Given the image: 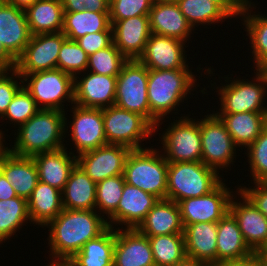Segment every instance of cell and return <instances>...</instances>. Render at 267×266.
Returning <instances> with one entry per match:
<instances>
[{"mask_svg": "<svg viewBox=\"0 0 267 266\" xmlns=\"http://www.w3.org/2000/svg\"><path fill=\"white\" fill-rule=\"evenodd\" d=\"M106 218L96 210L63 209L45 228L52 261H69L89 240L107 228Z\"/></svg>", "mask_w": 267, "mask_h": 266, "instance_id": "1", "label": "cell"}, {"mask_svg": "<svg viewBox=\"0 0 267 266\" xmlns=\"http://www.w3.org/2000/svg\"><path fill=\"white\" fill-rule=\"evenodd\" d=\"M196 82L192 68L148 69L147 96L150 105V123L154 126V132H158L156 129L165 122L162 120H165L166 116L169 118L170 113L177 115L178 107L185 100L190 99L191 91L199 87Z\"/></svg>", "mask_w": 267, "mask_h": 266, "instance_id": "2", "label": "cell"}, {"mask_svg": "<svg viewBox=\"0 0 267 266\" xmlns=\"http://www.w3.org/2000/svg\"><path fill=\"white\" fill-rule=\"evenodd\" d=\"M67 112L40 109L26 123L17 127L14 145L7 149L18 156L32 157L35 154L66 147L65 118Z\"/></svg>", "mask_w": 267, "mask_h": 266, "instance_id": "3", "label": "cell"}, {"mask_svg": "<svg viewBox=\"0 0 267 266\" xmlns=\"http://www.w3.org/2000/svg\"><path fill=\"white\" fill-rule=\"evenodd\" d=\"M256 71V72H255ZM254 77L252 80L236 79L226 75L225 83L217 87L214 81L211 88L215 90L219 96L220 108L214 113H243V112H267V78L261 69H254ZM232 79V80H230ZM228 83V84H227ZM214 86V87H212ZM266 102V103H264Z\"/></svg>", "mask_w": 267, "mask_h": 266, "instance_id": "4", "label": "cell"}, {"mask_svg": "<svg viewBox=\"0 0 267 266\" xmlns=\"http://www.w3.org/2000/svg\"><path fill=\"white\" fill-rule=\"evenodd\" d=\"M158 150L154 147L131 150L125 162L123 176L128 185L164 200L167 199L168 162Z\"/></svg>", "mask_w": 267, "mask_h": 266, "instance_id": "5", "label": "cell"}, {"mask_svg": "<svg viewBox=\"0 0 267 266\" xmlns=\"http://www.w3.org/2000/svg\"><path fill=\"white\" fill-rule=\"evenodd\" d=\"M219 174L202 161L168 163L167 199L178 203L208 194L224 179Z\"/></svg>", "mask_w": 267, "mask_h": 266, "instance_id": "6", "label": "cell"}, {"mask_svg": "<svg viewBox=\"0 0 267 266\" xmlns=\"http://www.w3.org/2000/svg\"><path fill=\"white\" fill-rule=\"evenodd\" d=\"M19 75L39 109L66 112L64 103L74 104V77L70 74L56 68Z\"/></svg>", "mask_w": 267, "mask_h": 266, "instance_id": "7", "label": "cell"}, {"mask_svg": "<svg viewBox=\"0 0 267 266\" xmlns=\"http://www.w3.org/2000/svg\"><path fill=\"white\" fill-rule=\"evenodd\" d=\"M181 115L184 116L169 122L162 134L158 133L162 154L168 163L199 162L202 157L200 119Z\"/></svg>", "mask_w": 267, "mask_h": 266, "instance_id": "8", "label": "cell"}, {"mask_svg": "<svg viewBox=\"0 0 267 266\" xmlns=\"http://www.w3.org/2000/svg\"><path fill=\"white\" fill-rule=\"evenodd\" d=\"M102 115L108 144L123 145L131 150L142 149L145 148L142 142L156 134L154 126L136 112L113 105L102 108Z\"/></svg>", "mask_w": 267, "mask_h": 266, "instance_id": "9", "label": "cell"}, {"mask_svg": "<svg viewBox=\"0 0 267 266\" xmlns=\"http://www.w3.org/2000/svg\"><path fill=\"white\" fill-rule=\"evenodd\" d=\"M200 116L201 161L218 173L234 165L238 147L220 118L213 112ZM231 165V166H230Z\"/></svg>", "mask_w": 267, "mask_h": 266, "instance_id": "10", "label": "cell"}, {"mask_svg": "<svg viewBox=\"0 0 267 266\" xmlns=\"http://www.w3.org/2000/svg\"><path fill=\"white\" fill-rule=\"evenodd\" d=\"M147 85L148 68L138 59L127 60L117 75L114 105L136 112L150 122Z\"/></svg>", "mask_w": 267, "mask_h": 266, "instance_id": "11", "label": "cell"}, {"mask_svg": "<svg viewBox=\"0 0 267 266\" xmlns=\"http://www.w3.org/2000/svg\"><path fill=\"white\" fill-rule=\"evenodd\" d=\"M71 112L73 113L71 115L72 121L68 122L65 118V132L71 133H65V136L68 135L69 137L70 135L77 155L108 144L104 131L102 109L85 108L73 104Z\"/></svg>", "mask_w": 267, "mask_h": 266, "instance_id": "12", "label": "cell"}, {"mask_svg": "<svg viewBox=\"0 0 267 266\" xmlns=\"http://www.w3.org/2000/svg\"><path fill=\"white\" fill-rule=\"evenodd\" d=\"M222 180L211 192L201 197L178 202L183 225L200 222H218L229 211L233 190ZM224 182V183H223Z\"/></svg>", "mask_w": 267, "mask_h": 266, "instance_id": "13", "label": "cell"}, {"mask_svg": "<svg viewBox=\"0 0 267 266\" xmlns=\"http://www.w3.org/2000/svg\"><path fill=\"white\" fill-rule=\"evenodd\" d=\"M67 37L62 32L31 35L23 53L16 59L19 74H32L57 68L62 43Z\"/></svg>", "mask_w": 267, "mask_h": 266, "instance_id": "14", "label": "cell"}, {"mask_svg": "<svg viewBox=\"0 0 267 266\" xmlns=\"http://www.w3.org/2000/svg\"><path fill=\"white\" fill-rule=\"evenodd\" d=\"M131 149L123 145L107 144L80 155L77 165L95 183L109 177L123 175L125 162Z\"/></svg>", "mask_w": 267, "mask_h": 266, "instance_id": "15", "label": "cell"}, {"mask_svg": "<svg viewBox=\"0 0 267 266\" xmlns=\"http://www.w3.org/2000/svg\"><path fill=\"white\" fill-rule=\"evenodd\" d=\"M184 47L188 46L182 40L151 34L138 60L153 70L190 69Z\"/></svg>", "mask_w": 267, "mask_h": 266, "instance_id": "16", "label": "cell"}, {"mask_svg": "<svg viewBox=\"0 0 267 266\" xmlns=\"http://www.w3.org/2000/svg\"><path fill=\"white\" fill-rule=\"evenodd\" d=\"M82 75L78 74L74 77V104L100 109L115 104L117 76L100 75L88 71Z\"/></svg>", "mask_w": 267, "mask_h": 266, "instance_id": "17", "label": "cell"}, {"mask_svg": "<svg viewBox=\"0 0 267 266\" xmlns=\"http://www.w3.org/2000/svg\"><path fill=\"white\" fill-rule=\"evenodd\" d=\"M235 193L240 199L232 196L229 211L236 218L244 241L254 253H257L267 244V218L238 190V187Z\"/></svg>", "mask_w": 267, "mask_h": 266, "instance_id": "18", "label": "cell"}, {"mask_svg": "<svg viewBox=\"0 0 267 266\" xmlns=\"http://www.w3.org/2000/svg\"><path fill=\"white\" fill-rule=\"evenodd\" d=\"M158 200L154 195L125 183L117 209L106 218L108 226L117 229L137 228Z\"/></svg>", "mask_w": 267, "mask_h": 266, "instance_id": "19", "label": "cell"}, {"mask_svg": "<svg viewBox=\"0 0 267 266\" xmlns=\"http://www.w3.org/2000/svg\"><path fill=\"white\" fill-rule=\"evenodd\" d=\"M113 30V43L127 59H139L143 54L147 40L152 34L148 15L110 20Z\"/></svg>", "mask_w": 267, "mask_h": 266, "instance_id": "20", "label": "cell"}, {"mask_svg": "<svg viewBox=\"0 0 267 266\" xmlns=\"http://www.w3.org/2000/svg\"><path fill=\"white\" fill-rule=\"evenodd\" d=\"M30 38L25 10L0 0V42L5 49L17 59Z\"/></svg>", "mask_w": 267, "mask_h": 266, "instance_id": "21", "label": "cell"}, {"mask_svg": "<svg viewBox=\"0 0 267 266\" xmlns=\"http://www.w3.org/2000/svg\"><path fill=\"white\" fill-rule=\"evenodd\" d=\"M113 266H155L148 237L136 228H116Z\"/></svg>", "mask_w": 267, "mask_h": 266, "instance_id": "22", "label": "cell"}, {"mask_svg": "<svg viewBox=\"0 0 267 266\" xmlns=\"http://www.w3.org/2000/svg\"><path fill=\"white\" fill-rule=\"evenodd\" d=\"M152 34L163 35L187 43L194 29L187 22L176 1H154L149 12Z\"/></svg>", "mask_w": 267, "mask_h": 266, "instance_id": "23", "label": "cell"}, {"mask_svg": "<svg viewBox=\"0 0 267 266\" xmlns=\"http://www.w3.org/2000/svg\"><path fill=\"white\" fill-rule=\"evenodd\" d=\"M0 172L11 183L18 197L28 200L39 181L32 157L18 156L8 149L0 157Z\"/></svg>", "mask_w": 267, "mask_h": 266, "instance_id": "24", "label": "cell"}, {"mask_svg": "<svg viewBox=\"0 0 267 266\" xmlns=\"http://www.w3.org/2000/svg\"><path fill=\"white\" fill-rule=\"evenodd\" d=\"M76 150L67 147L32 156L38 169L39 181L63 191L72 169L77 164Z\"/></svg>", "mask_w": 267, "mask_h": 266, "instance_id": "25", "label": "cell"}, {"mask_svg": "<svg viewBox=\"0 0 267 266\" xmlns=\"http://www.w3.org/2000/svg\"><path fill=\"white\" fill-rule=\"evenodd\" d=\"M184 226L186 256L208 266L217 264V222H200Z\"/></svg>", "mask_w": 267, "mask_h": 266, "instance_id": "26", "label": "cell"}, {"mask_svg": "<svg viewBox=\"0 0 267 266\" xmlns=\"http://www.w3.org/2000/svg\"><path fill=\"white\" fill-rule=\"evenodd\" d=\"M136 229L147 237L183 234L178 204L168 199L158 200Z\"/></svg>", "mask_w": 267, "mask_h": 266, "instance_id": "27", "label": "cell"}, {"mask_svg": "<svg viewBox=\"0 0 267 266\" xmlns=\"http://www.w3.org/2000/svg\"><path fill=\"white\" fill-rule=\"evenodd\" d=\"M225 125L235 145L250 146L267 126V112L215 113Z\"/></svg>", "mask_w": 267, "mask_h": 266, "instance_id": "28", "label": "cell"}, {"mask_svg": "<svg viewBox=\"0 0 267 266\" xmlns=\"http://www.w3.org/2000/svg\"><path fill=\"white\" fill-rule=\"evenodd\" d=\"M253 253L244 241L236 218L228 211L217 222V263L244 259Z\"/></svg>", "mask_w": 267, "mask_h": 266, "instance_id": "29", "label": "cell"}, {"mask_svg": "<svg viewBox=\"0 0 267 266\" xmlns=\"http://www.w3.org/2000/svg\"><path fill=\"white\" fill-rule=\"evenodd\" d=\"M27 203L31 224L44 228L63 210L62 191L38 181Z\"/></svg>", "mask_w": 267, "mask_h": 266, "instance_id": "30", "label": "cell"}, {"mask_svg": "<svg viewBox=\"0 0 267 266\" xmlns=\"http://www.w3.org/2000/svg\"><path fill=\"white\" fill-rule=\"evenodd\" d=\"M252 0H248L244 6L243 12L240 17L243 19L244 31L247 33L251 44V55L250 57L255 65L252 68L264 69L267 68V14L256 13L255 6ZM254 6V7H253ZM253 11V12H252Z\"/></svg>", "mask_w": 267, "mask_h": 266, "instance_id": "31", "label": "cell"}, {"mask_svg": "<svg viewBox=\"0 0 267 266\" xmlns=\"http://www.w3.org/2000/svg\"><path fill=\"white\" fill-rule=\"evenodd\" d=\"M96 184L76 164L62 191L63 209L96 210Z\"/></svg>", "mask_w": 267, "mask_h": 266, "instance_id": "32", "label": "cell"}, {"mask_svg": "<svg viewBox=\"0 0 267 266\" xmlns=\"http://www.w3.org/2000/svg\"><path fill=\"white\" fill-rule=\"evenodd\" d=\"M25 14L31 35L62 31L64 9L61 0H37L25 9Z\"/></svg>", "mask_w": 267, "mask_h": 266, "instance_id": "33", "label": "cell"}, {"mask_svg": "<svg viewBox=\"0 0 267 266\" xmlns=\"http://www.w3.org/2000/svg\"><path fill=\"white\" fill-rule=\"evenodd\" d=\"M116 228L108 227L97 238L89 240L69 261L71 266H113Z\"/></svg>", "mask_w": 267, "mask_h": 266, "instance_id": "34", "label": "cell"}, {"mask_svg": "<svg viewBox=\"0 0 267 266\" xmlns=\"http://www.w3.org/2000/svg\"><path fill=\"white\" fill-rule=\"evenodd\" d=\"M101 31H113L109 12H64L61 32L67 39L76 41L86 34Z\"/></svg>", "mask_w": 267, "mask_h": 266, "instance_id": "35", "label": "cell"}, {"mask_svg": "<svg viewBox=\"0 0 267 266\" xmlns=\"http://www.w3.org/2000/svg\"><path fill=\"white\" fill-rule=\"evenodd\" d=\"M179 8L193 29L199 25H214L231 17L216 3L210 0H176ZM224 20V21H223Z\"/></svg>", "mask_w": 267, "mask_h": 266, "instance_id": "36", "label": "cell"}, {"mask_svg": "<svg viewBox=\"0 0 267 266\" xmlns=\"http://www.w3.org/2000/svg\"><path fill=\"white\" fill-rule=\"evenodd\" d=\"M28 221L31 225L26 199L14 197L0 200V244L16 236V232Z\"/></svg>", "mask_w": 267, "mask_h": 266, "instance_id": "37", "label": "cell"}, {"mask_svg": "<svg viewBox=\"0 0 267 266\" xmlns=\"http://www.w3.org/2000/svg\"><path fill=\"white\" fill-rule=\"evenodd\" d=\"M155 266H173L186 257L184 234L148 237Z\"/></svg>", "mask_w": 267, "mask_h": 266, "instance_id": "38", "label": "cell"}, {"mask_svg": "<svg viewBox=\"0 0 267 266\" xmlns=\"http://www.w3.org/2000/svg\"><path fill=\"white\" fill-rule=\"evenodd\" d=\"M123 175L106 178L96 184V211L107 218L117 209L123 193Z\"/></svg>", "mask_w": 267, "mask_h": 266, "instance_id": "39", "label": "cell"}, {"mask_svg": "<svg viewBox=\"0 0 267 266\" xmlns=\"http://www.w3.org/2000/svg\"><path fill=\"white\" fill-rule=\"evenodd\" d=\"M127 59L115 47L110 46L90 54L86 71L95 74L117 76Z\"/></svg>", "mask_w": 267, "mask_h": 266, "instance_id": "40", "label": "cell"}, {"mask_svg": "<svg viewBox=\"0 0 267 266\" xmlns=\"http://www.w3.org/2000/svg\"><path fill=\"white\" fill-rule=\"evenodd\" d=\"M88 57L89 55L80 47L77 41L66 39L59 51L57 69L75 77L86 71Z\"/></svg>", "mask_w": 267, "mask_h": 266, "instance_id": "41", "label": "cell"}, {"mask_svg": "<svg viewBox=\"0 0 267 266\" xmlns=\"http://www.w3.org/2000/svg\"><path fill=\"white\" fill-rule=\"evenodd\" d=\"M40 109L36 105L31 94L23 86L14 96L11 103L8 105L7 111L0 118L2 122L7 119L14 126L19 127L26 123Z\"/></svg>", "mask_w": 267, "mask_h": 266, "instance_id": "42", "label": "cell"}, {"mask_svg": "<svg viewBox=\"0 0 267 266\" xmlns=\"http://www.w3.org/2000/svg\"><path fill=\"white\" fill-rule=\"evenodd\" d=\"M246 150L251 183L267 182V126Z\"/></svg>", "mask_w": 267, "mask_h": 266, "instance_id": "43", "label": "cell"}, {"mask_svg": "<svg viewBox=\"0 0 267 266\" xmlns=\"http://www.w3.org/2000/svg\"><path fill=\"white\" fill-rule=\"evenodd\" d=\"M154 0H110V20H124L140 15H149Z\"/></svg>", "mask_w": 267, "mask_h": 266, "instance_id": "44", "label": "cell"}, {"mask_svg": "<svg viewBox=\"0 0 267 266\" xmlns=\"http://www.w3.org/2000/svg\"><path fill=\"white\" fill-rule=\"evenodd\" d=\"M18 80L20 81L18 82ZM22 87L23 79L15 69L0 71V118L7 111L8 105Z\"/></svg>", "mask_w": 267, "mask_h": 266, "instance_id": "45", "label": "cell"}, {"mask_svg": "<svg viewBox=\"0 0 267 266\" xmlns=\"http://www.w3.org/2000/svg\"><path fill=\"white\" fill-rule=\"evenodd\" d=\"M80 47L88 54H93L113 43V31H101L86 34L76 40Z\"/></svg>", "mask_w": 267, "mask_h": 266, "instance_id": "46", "label": "cell"}, {"mask_svg": "<svg viewBox=\"0 0 267 266\" xmlns=\"http://www.w3.org/2000/svg\"><path fill=\"white\" fill-rule=\"evenodd\" d=\"M252 184L254 185L249 187L239 186L238 190L267 218V182H254Z\"/></svg>", "mask_w": 267, "mask_h": 266, "instance_id": "47", "label": "cell"}, {"mask_svg": "<svg viewBox=\"0 0 267 266\" xmlns=\"http://www.w3.org/2000/svg\"><path fill=\"white\" fill-rule=\"evenodd\" d=\"M64 12H109L110 0H61Z\"/></svg>", "mask_w": 267, "mask_h": 266, "instance_id": "48", "label": "cell"}, {"mask_svg": "<svg viewBox=\"0 0 267 266\" xmlns=\"http://www.w3.org/2000/svg\"><path fill=\"white\" fill-rule=\"evenodd\" d=\"M218 4L230 17L239 18L248 0H210Z\"/></svg>", "mask_w": 267, "mask_h": 266, "instance_id": "49", "label": "cell"}, {"mask_svg": "<svg viewBox=\"0 0 267 266\" xmlns=\"http://www.w3.org/2000/svg\"><path fill=\"white\" fill-rule=\"evenodd\" d=\"M213 266H264L257 253H253L247 258L232 261H223Z\"/></svg>", "mask_w": 267, "mask_h": 266, "instance_id": "50", "label": "cell"}, {"mask_svg": "<svg viewBox=\"0 0 267 266\" xmlns=\"http://www.w3.org/2000/svg\"><path fill=\"white\" fill-rule=\"evenodd\" d=\"M16 59L5 49L0 42V71H10L15 69Z\"/></svg>", "mask_w": 267, "mask_h": 266, "instance_id": "51", "label": "cell"}, {"mask_svg": "<svg viewBox=\"0 0 267 266\" xmlns=\"http://www.w3.org/2000/svg\"><path fill=\"white\" fill-rule=\"evenodd\" d=\"M18 197L13 186L9 183L5 176L0 172V200H7Z\"/></svg>", "mask_w": 267, "mask_h": 266, "instance_id": "52", "label": "cell"}, {"mask_svg": "<svg viewBox=\"0 0 267 266\" xmlns=\"http://www.w3.org/2000/svg\"><path fill=\"white\" fill-rule=\"evenodd\" d=\"M173 266H208V265L202 261L186 256L182 261L177 262Z\"/></svg>", "mask_w": 267, "mask_h": 266, "instance_id": "53", "label": "cell"}, {"mask_svg": "<svg viewBox=\"0 0 267 266\" xmlns=\"http://www.w3.org/2000/svg\"><path fill=\"white\" fill-rule=\"evenodd\" d=\"M4 1L12 4L13 6H16L18 8L25 10L27 7L31 6L37 0H4Z\"/></svg>", "mask_w": 267, "mask_h": 266, "instance_id": "54", "label": "cell"}, {"mask_svg": "<svg viewBox=\"0 0 267 266\" xmlns=\"http://www.w3.org/2000/svg\"><path fill=\"white\" fill-rule=\"evenodd\" d=\"M4 132L5 131H2L0 129V157L7 150V147L5 146L6 143H4V142H6L5 139H4L5 138L4 136H6V135L4 134Z\"/></svg>", "mask_w": 267, "mask_h": 266, "instance_id": "55", "label": "cell"}, {"mask_svg": "<svg viewBox=\"0 0 267 266\" xmlns=\"http://www.w3.org/2000/svg\"><path fill=\"white\" fill-rule=\"evenodd\" d=\"M257 254L263 262L264 266H267V249H260Z\"/></svg>", "mask_w": 267, "mask_h": 266, "instance_id": "56", "label": "cell"}, {"mask_svg": "<svg viewBox=\"0 0 267 266\" xmlns=\"http://www.w3.org/2000/svg\"><path fill=\"white\" fill-rule=\"evenodd\" d=\"M46 266H71L68 262L63 261H51Z\"/></svg>", "mask_w": 267, "mask_h": 266, "instance_id": "57", "label": "cell"}, {"mask_svg": "<svg viewBox=\"0 0 267 266\" xmlns=\"http://www.w3.org/2000/svg\"><path fill=\"white\" fill-rule=\"evenodd\" d=\"M154 1H176V0H154Z\"/></svg>", "mask_w": 267, "mask_h": 266, "instance_id": "58", "label": "cell"}, {"mask_svg": "<svg viewBox=\"0 0 267 266\" xmlns=\"http://www.w3.org/2000/svg\"><path fill=\"white\" fill-rule=\"evenodd\" d=\"M264 72H265V74H266V78H267V68H264V69H262Z\"/></svg>", "mask_w": 267, "mask_h": 266, "instance_id": "59", "label": "cell"}]
</instances>
